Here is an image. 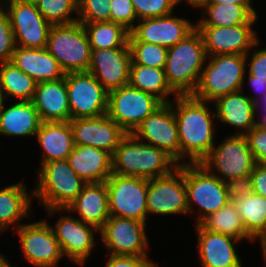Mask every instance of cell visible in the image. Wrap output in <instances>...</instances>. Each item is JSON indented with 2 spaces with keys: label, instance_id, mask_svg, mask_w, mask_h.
<instances>
[{
  "label": "cell",
  "instance_id": "obj_38",
  "mask_svg": "<svg viewBox=\"0 0 266 267\" xmlns=\"http://www.w3.org/2000/svg\"><path fill=\"white\" fill-rule=\"evenodd\" d=\"M131 53V64L165 68L168 48L146 42H128Z\"/></svg>",
  "mask_w": 266,
  "mask_h": 267
},
{
  "label": "cell",
  "instance_id": "obj_29",
  "mask_svg": "<svg viewBox=\"0 0 266 267\" xmlns=\"http://www.w3.org/2000/svg\"><path fill=\"white\" fill-rule=\"evenodd\" d=\"M4 104L0 112V135L35 137L42 123L32 101H16L10 107Z\"/></svg>",
  "mask_w": 266,
  "mask_h": 267
},
{
  "label": "cell",
  "instance_id": "obj_55",
  "mask_svg": "<svg viewBox=\"0 0 266 267\" xmlns=\"http://www.w3.org/2000/svg\"><path fill=\"white\" fill-rule=\"evenodd\" d=\"M21 1L36 3L37 0H21Z\"/></svg>",
  "mask_w": 266,
  "mask_h": 267
},
{
  "label": "cell",
  "instance_id": "obj_16",
  "mask_svg": "<svg viewBox=\"0 0 266 267\" xmlns=\"http://www.w3.org/2000/svg\"><path fill=\"white\" fill-rule=\"evenodd\" d=\"M16 46L46 48L51 24L41 15L35 3L21 0H6Z\"/></svg>",
  "mask_w": 266,
  "mask_h": 267
},
{
  "label": "cell",
  "instance_id": "obj_23",
  "mask_svg": "<svg viewBox=\"0 0 266 267\" xmlns=\"http://www.w3.org/2000/svg\"><path fill=\"white\" fill-rule=\"evenodd\" d=\"M198 239V260L202 267H243L237 246L241 240L221 233L207 231L200 224L195 226Z\"/></svg>",
  "mask_w": 266,
  "mask_h": 267
},
{
  "label": "cell",
  "instance_id": "obj_39",
  "mask_svg": "<svg viewBox=\"0 0 266 267\" xmlns=\"http://www.w3.org/2000/svg\"><path fill=\"white\" fill-rule=\"evenodd\" d=\"M111 0H78V21L81 23L111 21Z\"/></svg>",
  "mask_w": 266,
  "mask_h": 267
},
{
  "label": "cell",
  "instance_id": "obj_25",
  "mask_svg": "<svg viewBox=\"0 0 266 267\" xmlns=\"http://www.w3.org/2000/svg\"><path fill=\"white\" fill-rule=\"evenodd\" d=\"M32 102L42 122L71 120L65 77L37 83Z\"/></svg>",
  "mask_w": 266,
  "mask_h": 267
},
{
  "label": "cell",
  "instance_id": "obj_27",
  "mask_svg": "<svg viewBox=\"0 0 266 267\" xmlns=\"http://www.w3.org/2000/svg\"><path fill=\"white\" fill-rule=\"evenodd\" d=\"M11 62L31 76L37 83L55 81L65 77L58 61L46 48H24L16 46Z\"/></svg>",
  "mask_w": 266,
  "mask_h": 267
},
{
  "label": "cell",
  "instance_id": "obj_20",
  "mask_svg": "<svg viewBox=\"0 0 266 267\" xmlns=\"http://www.w3.org/2000/svg\"><path fill=\"white\" fill-rule=\"evenodd\" d=\"M131 62L128 44L119 48L91 50V61L87 72L110 92L128 85Z\"/></svg>",
  "mask_w": 266,
  "mask_h": 267
},
{
  "label": "cell",
  "instance_id": "obj_33",
  "mask_svg": "<svg viewBox=\"0 0 266 267\" xmlns=\"http://www.w3.org/2000/svg\"><path fill=\"white\" fill-rule=\"evenodd\" d=\"M128 84L154 95L162 103H170V95L178 96L168 84L164 68L131 64Z\"/></svg>",
  "mask_w": 266,
  "mask_h": 267
},
{
  "label": "cell",
  "instance_id": "obj_32",
  "mask_svg": "<svg viewBox=\"0 0 266 267\" xmlns=\"http://www.w3.org/2000/svg\"><path fill=\"white\" fill-rule=\"evenodd\" d=\"M238 210L246 232L266 248V198L255 193L231 201Z\"/></svg>",
  "mask_w": 266,
  "mask_h": 267
},
{
  "label": "cell",
  "instance_id": "obj_11",
  "mask_svg": "<svg viewBox=\"0 0 266 267\" xmlns=\"http://www.w3.org/2000/svg\"><path fill=\"white\" fill-rule=\"evenodd\" d=\"M148 216L189 215L185 188V163L169 175L148 179Z\"/></svg>",
  "mask_w": 266,
  "mask_h": 267
},
{
  "label": "cell",
  "instance_id": "obj_45",
  "mask_svg": "<svg viewBox=\"0 0 266 267\" xmlns=\"http://www.w3.org/2000/svg\"><path fill=\"white\" fill-rule=\"evenodd\" d=\"M109 255L105 267H158V263L150 260L149 256Z\"/></svg>",
  "mask_w": 266,
  "mask_h": 267
},
{
  "label": "cell",
  "instance_id": "obj_22",
  "mask_svg": "<svg viewBox=\"0 0 266 267\" xmlns=\"http://www.w3.org/2000/svg\"><path fill=\"white\" fill-rule=\"evenodd\" d=\"M46 211L52 217L58 212L76 213L82 222L100 230L111 216L106 183H86L77 198L66 208H49Z\"/></svg>",
  "mask_w": 266,
  "mask_h": 267
},
{
  "label": "cell",
  "instance_id": "obj_14",
  "mask_svg": "<svg viewBox=\"0 0 266 267\" xmlns=\"http://www.w3.org/2000/svg\"><path fill=\"white\" fill-rule=\"evenodd\" d=\"M21 252L29 264L36 267H57L63 255L52 225L46 220L27 223L15 229Z\"/></svg>",
  "mask_w": 266,
  "mask_h": 267
},
{
  "label": "cell",
  "instance_id": "obj_8",
  "mask_svg": "<svg viewBox=\"0 0 266 267\" xmlns=\"http://www.w3.org/2000/svg\"><path fill=\"white\" fill-rule=\"evenodd\" d=\"M199 164L225 182L249 176L256 161L245 135L232 134L214 145Z\"/></svg>",
  "mask_w": 266,
  "mask_h": 267
},
{
  "label": "cell",
  "instance_id": "obj_1",
  "mask_svg": "<svg viewBox=\"0 0 266 267\" xmlns=\"http://www.w3.org/2000/svg\"><path fill=\"white\" fill-rule=\"evenodd\" d=\"M173 100L170 103L178 126L181 164L199 163L215 145V110L208 107L209 102L192 95H178Z\"/></svg>",
  "mask_w": 266,
  "mask_h": 267
},
{
  "label": "cell",
  "instance_id": "obj_51",
  "mask_svg": "<svg viewBox=\"0 0 266 267\" xmlns=\"http://www.w3.org/2000/svg\"><path fill=\"white\" fill-rule=\"evenodd\" d=\"M185 1L187 5H191V7L200 8L203 4H205L208 0H177V3H181Z\"/></svg>",
  "mask_w": 266,
  "mask_h": 267
},
{
  "label": "cell",
  "instance_id": "obj_21",
  "mask_svg": "<svg viewBox=\"0 0 266 267\" xmlns=\"http://www.w3.org/2000/svg\"><path fill=\"white\" fill-rule=\"evenodd\" d=\"M74 145L93 146L111 155L127 134L107 114L98 117L71 119Z\"/></svg>",
  "mask_w": 266,
  "mask_h": 267
},
{
  "label": "cell",
  "instance_id": "obj_30",
  "mask_svg": "<svg viewBox=\"0 0 266 267\" xmlns=\"http://www.w3.org/2000/svg\"><path fill=\"white\" fill-rule=\"evenodd\" d=\"M32 196L33 192H28L23 181L0 189V234L6 232L11 225L17 229L22 225L20 221L22 223L24 218L30 216Z\"/></svg>",
  "mask_w": 266,
  "mask_h": 267
},
{
  "label": "cell",
  "instance_id": "obj_34",
  "mask_svg": "<svg viewBox=\"0 0 266 267\" xmlns=\"http://www.w3.org/2000/svg\"><path fill=\"white\" fill-rule=\"evenodd\" d=\"M205 230L221 233L253 243L255 240L246 232L241 216L232 202L220 208L218 211L210 213L199 223Z\"/></svg>",
  "mask_w": 266,
  "mask_h": 267
},
{
  "label": "cell",
  "instance_id": "obj_31",
  "mask_svg": "<svg viewBox=\"0 0 266 267\" xmlns=\"http://www.w3.org/2000/svg\"><path fill=\"white\" fill-rule=\"evenodd\" d=\"M201 19L196 26L231 27L238 24H255L258 13L253 5H202ZM207 16V17H206Z\"/></svg>",
  "mask_w": 266,
  "mask_h": 267
},
{
  "label": "cell",
  "instance_id": "obj_47",
  "mask_svg": "<svg viewBox=\"0 0 266 267\" xmlns=\"http://www.w3.org/2000/svg\"><path fill=\"white\" fill-rule=\"evenodd\" d=\"M250 177L253 193L266 198V163H256Z\"/></svg>",
  "mask_w": 266,
  "mask_h": 267
},
{
  "label": "cell",
  "instance_id": "obj_52",
  "mask_svg": "<svg viewBox=\"0 0 266 267\" xmlns=\"http://www.w3.org/2000/svg\"><path fill=\"white\" fill-rule=\"evenodd\" d=\"M255 105L256 108L266 109V92L263 97L255 103Z\"/></svg>",
  "mask_w": 266,
  "mask_h": 267
},
{
  "label": "cell",
  "instance_id": "obj_28",
  "mask_svg": "<svg viewBox=\"0 0 266 267\" xmlns=\"http://www.w3.org/2000/svg\"><path fill=\"white\" fill-rule=\"evenodd\" d=\"M35 138L43 149L41 165L67 160L74 147L73 130L68 122H42Z\"/></svg>",
  "mask_w": 266,
  "mask_h": 267
},
{
  "label": "cell",
  "instance_id": "obj_53",
  "mask_svg": "<svg viewBox=\"0 0 266 267\" xmlns=\"http://www.w3.org/2000/svg\"><path fill=\"white\" fill-rule=\"evenodd\" d=\"M0 267H13L6 256H4L2 253H0Z\"/></svg>",
  "mask_w": 266,
  "mask_h": 267
},
{
  "label": "cell",
  "instance_id": "obj_26",
  "mask_svg": "<svg viewBox=\"0 0 266 267\" xmlns=\"http://www.w3.org/2000/svg\"><path fill=\"white\" fill-rule=\"evenodd\" d=\"M67 160L86 183L105 182L112 174V155L93 146L74 145Z\"/></svg>",
  "mask_w": 266,
  "mask_h": 267
},
{
  "label": "cell",
  "instance_id": "obj_56",
  "mask_svg": "<svg viewBox=\"0 0 266 267\" xmlns=\"http://www.w3.org/2000/svg\"><path fill=\"white\" fill-rule=\"evenodd\" d=\"M5 2H6V0H0V6H4Z\"/></svg>",
  "mask_w": 266,
  "mask_h": 267
},
{
  "label": "cell",
  "instance_id": "obj_18",
  "mask_svg": "<svg viewBox=\"0 0 266 267\" xmlns=\"http://www.w3.org/2000/svg\"><path fill=\"white\" fill-rule=\"evenodd\" d=\"M137 22L130 31L128 42H146L167 48L176 45L196 28V24L173 13Z\"/></svg>",
  "mask_w": 266,
  "mask_h": 267
},
{
  "label": "cell",
  "instance_id": "obj_50",
  "mask_svg": "<svg viewBox=\"0 0 266 267\" xmlns=\"http://www.w3.org/2000/svg\"><path fill=\"white\" fill-rule=\"evenodd\" d=\"M260 110L261 112H259ZM257 112H259L260 115L257 114ZM257 115H259L260 118ZM257 117L259 120L257 119ZM256 125L262 129H266V109L256 108Z\"/></svg>",
  "mask_w": 266,
  "mask_h": 267
},
{
  "label": "cell",
  "instance_id": "obj_12",
  "mask_svg": "<svg viewBox=\"0 0 266 267\" xmlns=\"http://www.w3.org/2000/svg\"><path fill=\"white\" fill-rule=\"evenodd\" d=\"M101 242L108 254L148 256L149 240L146 223L134 219L110 216L99 230Z\"/></svg>",
  "mask_w": 266,
  "mask_h": 267
},
{
  "label": "cell",
  "instance_id": "obj_6",
  "mask_svg": "<svg viewBox=\"0 0 266 267\" xmlns=\"http://www.w3.org/2000/svg\"><path fill=\"white\" fill-rule=\"evenodd\" d=\"M46 50L58 61L65 74L88 71L91 46L81 22L51 25Z\"/></svg>",
  "mask_w": 266,
  "mask_h": 267
},
{
  "label": "cell",
  "instance_id": "obj_35",
  "mask_svg": "<svg viewBox=\"0 0 266 267\" xmlns=\"http://www.w3.org/2000/svg\"><path fill=\"white\" fill-rule=\"evenodd\" d=\"M37 82L11 61L0 64V89L6 100L32 101Z\"/></svg>",
  "mask_w": 266,
  "mask_h": 267
},
{
  "label": "cell",
  "instance_id": "obj_43",
  "mask_svg": "<svg viewBox=\"0 0 266 267\" xmlns=\"http://www.w3.org/2000/svg\"><path fill=\"white\" fill-rule=\"evenodd\" d=\"M245 137L256 163H266V129L255 125Z\"/></svg>",
  "mask_w": 266,
  "mask_h": 267
},
{
  "label": "cell",
  "instance_id": "obj_3",
  "mask_svg": "<svg viewBox=\"0 0 266 267\" xmlns=\"http://www.w3.org/2000/svg\"><path fill=\"white\" fill-rule=\"evenodd\" d=\"M206 58L203 37L197 28L168 48L164 71L168 84L178 95L193 94Z\"/></svg>",
  "mask_w": 266,
  "mask_h": 267
},
{
  "label": "cell",
  "instance_id": "obj_19",
  "mask_svg": "<svg viewBox=\"0 0 266 267\" xmlns=\"http://www.w3.org/2000/svg\"><path fill=\"white\" fill-rule=\"evenodd\" d=\"M254 24H238L231 27L196 26L204 41L206 56L222 54L246 55L258 40Z\"/></svg>",
  "mask_w": 266,
  "mask_h": 267
},
{
  "label": "cell",
  "instance_id": "obj_7",
  "mask_svg": "<svg viewBox=\"0 0 266 267\" xmlns=\"http://www.w3.org/2000/svg\"><path fill=\"white\" fill-rule=\"evenodd\" d=\"M185 188L189 214L196 211L198 216L195 224L230 202L225 182L199 163H185ZM194 204L199 210L194 209Z\"/></svg>",
  "mask_w": 266,
  "mask_h": 267
},
{
  "label": "cell",
  "instance_id": "obj_15",
  "mask_svg": "<svg viewBox=\"0 0 266 267\" xmlns=\"http://www.w3.org/2000/svg\"><path fill=\"white\" fill-rule=\"evenodd\" d=\"M141 142L162 149L181 165L178 126L171 103H163L133 133Z\"/></svg>",
  "mask_w": 266,
  "mask_h": 267
},
{
  "label": "cell",
  "instance_id": "obj_44",
  "mask_svg": "<svg viewBox=\"0 0 266 267\" xmlns=\"http://www.w3.org/2000/svg\"><path fill=\"white\" fill-rule=\"evenodd\" d=\"M260 42L258 39L252 46V52L246 54V66L249 65L247 70L249 75L255 76L256 79H266V48L256 49ZM254 47L256 48L253 49Z\"/></svg>",
  "mask_w": 266,
  "mask_h": 267
},
{
  "label": "cell",
  "instance_id": "obj_5",
  "mask_svg": "<svg viewBox=\"0 0 266 267\" xmlns=\"http://www.w3.org/2000/svg\"><path fill=\"white\" fill-rule=\"evenodd\" d=\"M33 197L42 207L66 208L72 203L86 184L70 166L68 160L44 163L37 169Z\"/></svg>",
  "mask_w": 266,
  "mask_h": 267
},
{
  "label": "cell",
  "instance_id": "obj_40",
  "mask_svg": "<svg viewBox=\"0 0 266 267\" xmlns=\"http://www.w3.org/2000/svg\"><path fill=\"white\" fill-rule=\"evenodd\" d=\"M137 19L156 18L170 15L174 12L177 0H131Z\"/></svg>",
  "mask_w": 266,
  "mask_h": 267
},
{
  "label": "cell",
  "instance_id": "obj_49",
  "mask_svg": "<svg viewBox=\"0 0 266 267\" xmlns=\"http://www.w3.org/2000/svg\"><path fill=\"white\" fill-rule=\"evenodd\" d=\"M253 0H208L203 5H220V4H235V5H253Z\"/></svg>",
  "mask_w": 266,
  "mask_h": 267
},
{
  "label": "cell",
  "instance_id": "obj_36",
  "mask_svg": "<svg viewBox=\"0 0 266 267\" xmlns=\"http://www.w3.org/2000/svg\"><path fill=\"white\" fill-rule=\"evenodd\" d=\"M85 27L91 50L125 47L130 32L112 21L82 23Z\"/></svg>",
  "mask_w": 266,
  "mask_h": 267
},
{
  "label": "cell",
  "instance_id": "obj_13",
  "mask_svg": "<svg viewBox=\"0 0 266 267\" xmlns=\"http://www.w3.org/2000/svg\"><path fill=\"white\" fill-rule=\"evenodd\" d=\"M71 119L107 114L108 91L89 72L65 74Z\"/></svg>",
  "mask_w": 266,
  "mask_h": 267
},
{
  "label": "cell",
  "instance_id": "obj_10",
  "mask_svg": "<svg viewBox=\"0 0 266 267\" xmlns=\"http://www.w3.org/2000/svg\"><path fill=\"white\" fill-rule=\"evenodd\" d=\"M105 183L111 216L146 223L148 179L112 173Z\"/></svg>",
  "mask_w": 266,
  "mask_h": 267
},
{
  "label": "cell",
  "instance_id": "obj_24",
  "mask_svg": "<svg viewBox=\"0 0 266 267\" xmlns=\"http://www.w3.org/2000/svg\"><path fill=\"white\" fill-rule=\"evenodd\" d=\"M219 123L235 127L237 135H245L256 125V105L242 90L221 96L212 102Z\"/></svg>",
  "mask_w": 266,
  "mask_h": 267
},
{
  "label": "cell",
  "instance_id": "obj_17",
  "mask_svg": "<svg viewBox=\"0 0 266 267\" xmlns=\"http://www.w3.org/2000/svg\"><path fill=\"white\" fill-rule=\"evenodd\" d=\"M52 229L58 240L63 257L78 266H83L95 248V232L99 230L92 225L82 222L79 218L61 215Z\"/></svg>",
  "mask_w": 266,
  "mask_h": 267
},
{
  "label": "cell",
  "instance_id": "obj_57",
  "mask_svg": "<svg viewBox=\"0 0 266 267\" xmlns=\"http://www.w3.org/2000/svg\"><path fill=\"white\" fill-rule=\"evenodd\" d=\"M263 256L266 258V248L263 250Z\"/></svg>",
  "mask_w": 266,
  "mask_h": 267
},
{
  "label": "cell",
  "instance_id": "obj_46",
  "mask_svg": "<svg viewBox=\"0 0 266 267\" xmlns=\"http://www.w3.org/2000/svg\"><path fill=\"white\" fill-rule=\"evenodd\" d=\"M229 201L242 199L253 193L252 179L249 176L225 181Z\"/></svg>",
  "mask_w": 266,
  "mask_h": 267
},
{
  "label": "cell",
  "instance_id": "obj_9",
  "mask_svg": "<svg viewBox=\"0 0 266 267\" xmlns=\"http://www.w3.org/2000/svg\"><path fill=\"white\" fill-rule=\"evenodd\" d=\"M162 104L154 95L128 84L108 92L107 115L127 134L134 133Z\"/></svg>",
  "mask_w": 266,
  "mask_h": 267
},
{
  "label": "cell",
  "instance_id": "obj_4",
  "mask_svg": "<svg viewBox=\"0 0 266 267\" xmlns=\"http://www.w3.org/2000/svg\"><path fill=\"white\" fill-rule=\"evenodd\" d=\"M246 70V55L222 54L207 57L192 96L211 104L221 96L243 90Z\"/></svg>",
  "mask_w": 266,
  "mask_h": 267
},
{
  "label": "cell",
  "instance_id": "obj_41",
  "mask_svg": "<svg viewBox=\"0 0 266 267\" xmlns=\"http://www.w3.org/2000/svg\"><path fill=\"white\" fill-rule=\"evenodd\" d=\"M15 48L9 16L5 6H0V64L11 61Z\"/></svg>",
  "mask_w": 266,
  "mask_h": 267
},
{
  "label": "cell",
  "instance_id": "obj_54",
  "mask_svg": "<svg viewBox=\"0 0 266 267\" xmlns=\"http://www.w3.org/2000/svg\"><path fill=\"white\" fill-rule=\"evenodd\" d=\"M6 102H7V100H6L5 96H4V93L0 89V112H1V110L3 108V106H4V103H6Z\"/></svg>",
  "mask_w": 266,
  "mask_h": 267
},
{
  "label": "cell",
  "instance_id": "obj_2",
  "mask_svg": "<svg viewBox=\"0 0 266 267\" xmlns=\"http://www.w3.org/2000/svg\"><path fill=\"white\" fill-rule=\"evenodd\" d=\"M178 164L162 149L126 134L112 155V173L152 179L169 175Z\"/></svg>",
  "mask_w": 266,
  "mask_h": 267
},
{
  "label": "cell",
  "instance_id": "obj_48",
  "mask_svg": "<svg viewBox=\"0 0 266 267\" xmlns=\"http://www.w3.org/2000/svg\"><path fill=\"white\" fill-rule=\"evenodd\" d=\"M248 75V81L249 82V85H251V87L253 88L254 92L256 95L258 96H249L248 97L253 100L255 103L260 100L263 95L265 94L266 92V79H256L255 76H252V75ZM258 93V94H257Z\"/></svg>",
  "mask_w": 266,
  "mask_h": 267
},
{
  "label": "cell",
  "instance_id": "obj_37",
  "mask_svg": "<svg viewBox=\"0 0 266 267\" xmlns=\"http://www.w3.org/2000/svg\"><path fill=\"white\" fill-rule=\"evenodd\" d=\"M35 5L51 25L78 21V0H37ZM73 14L77 16L72 17Z\"/></svg>",
  "mask_w": 266,
  "mask_h": 267
},
{
  "label": "cell",
  "instance_id": "obj_42",
  "mask_svg": "<svg viewBox=\"0 0 266 267\" xmlns=\"http://www.w3.org/2000/svg\"><path fill=\"white\" fill-rule=\"evenodd\" d=\"M111 21L122 25L129 32L138 21L131 0H111Z\"/></svg>",
  "mask_w": 266,
  "mask_h": 267
}]
</instances>
